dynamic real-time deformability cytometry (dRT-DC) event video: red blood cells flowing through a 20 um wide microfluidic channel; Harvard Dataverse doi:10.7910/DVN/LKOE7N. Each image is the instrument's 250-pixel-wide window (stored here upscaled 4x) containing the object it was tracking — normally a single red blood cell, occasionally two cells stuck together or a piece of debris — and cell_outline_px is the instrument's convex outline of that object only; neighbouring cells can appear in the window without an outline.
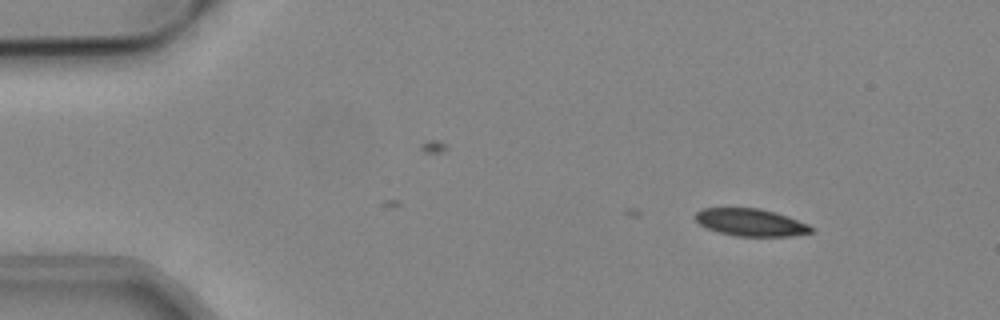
{"species": "common noctule bat (a hibernating species)", "species_latin": "Nyctalus noctula", "temperature_condition": "cold", "stored_images_in_passage": 3, "camera_frame_rate_fps": 3000, "um_per_image_px": 0.085, "animal": {"sex": "male", "body_mass_g": 19.2, "forearm_length_mm": 51.8}, "frame": {"image": 1, "passage_image": 3, "time_ms": 0.667, "image_size_px": [1000, 320], "cell_outline_px": [[812, 232], [792, 236], [736, 236], [720, 232], [708, 228], [700, 224], [692, 216], [700, 208], [760, 208], [776, 212], [788, 216], [808, 224], [812, 228]], "centroid_in_image_um": [63.79, 18.89], "position_along_channel_um": 21.2, "area_um2": 18.5}}